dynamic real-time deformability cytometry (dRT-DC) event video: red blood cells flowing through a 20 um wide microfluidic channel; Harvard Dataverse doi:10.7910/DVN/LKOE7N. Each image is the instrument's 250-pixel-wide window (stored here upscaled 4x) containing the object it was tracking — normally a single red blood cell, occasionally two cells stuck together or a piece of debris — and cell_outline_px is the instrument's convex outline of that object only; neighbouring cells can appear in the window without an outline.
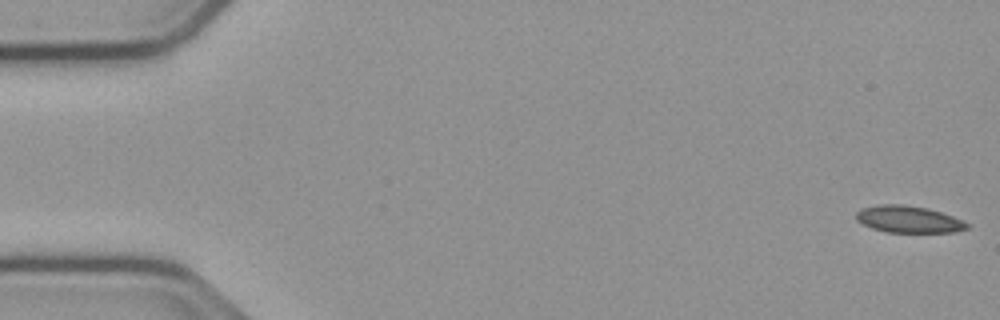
{"species": "common noctule bat (a hibernating species)", "species_latin": "Nyctalus noctula", "temperature_condition": "cold", "stored_images_in_passage": 54, "camera_frame_rate_fps": 3000, "um_per_image_px": 0.085, "animal": {"sex": "male", "body_mass_g": 23.1, "forearm_length_mm": 52.7}, "frame": {"image": 1, "passage_image": 1, "time_ms": 0.0, "image_size_px": [1000, 320], "cell_outline_px": [[968, 228], [956, 232], [888, 232], [872, 228], [856, 220], [856, 212], [864, 208], [880, 204], [900, 204], [928, 208], [952, 216], [968, 224]], "centroid_in_image_um": [77.21, 18.64], "position_along_channel_um": 7.8, "area_um2": 17.11}}
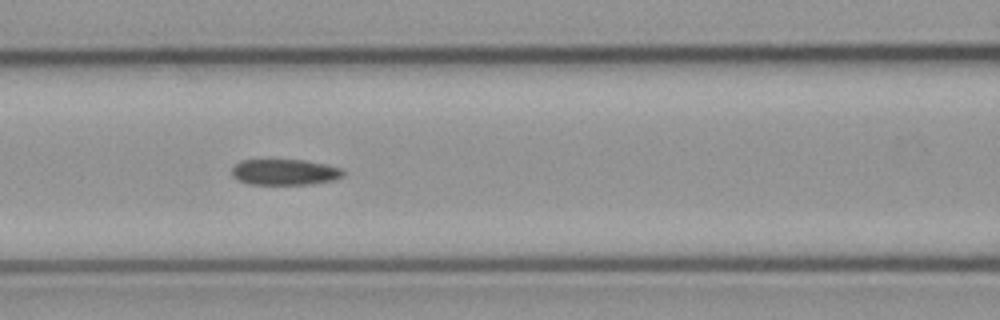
{"frame": {"image": 2, "passage_image": 23, "time_ms": 7.333, "image_size_px": [1000, 320], "cell_outline_px": [[344, 176], [332, 180], [312, 184], [248, 184], [232, 176], [232, 168], [240, 160], [304, 160], [344, 168]], "centroid_in_image_um": [24.22, 14.62], "position_along_channel_um": 142.4, "area_um2": 16.76}}
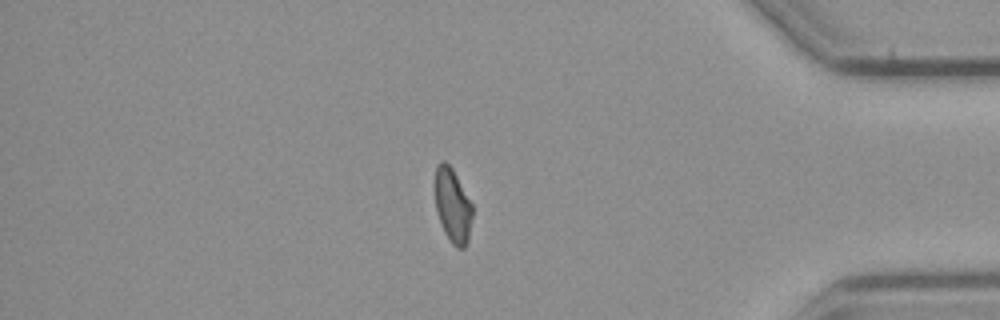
{"frame": {"image": 3, "passage_image": 46, "time_ms": 15.0, "image_size_px": [1000, 320], "cell_outline_px": [[472, 216], [468, 240], [464, 248], [456, 248], [452, 244], [444, 232], [436, 208], [436, 164], [440, 160], [444, 160], [452, 168], [472, 204]], "centroid_in_image_um": [38.48, 17.47], "position_along_channel_um": 396.7, "area_um2": 15.9}, "authors_computed_cell_mechanics": {"area_um2": 17.3978, "velocity_mm_per_s": 3.7747, "shape_relaxation_time_tau1_ms": null, "shape_relaxation_time_tau2_ms": 3.9856, "deformation_change_tau1": null, "deformation_change_tau2": 0.0967}}